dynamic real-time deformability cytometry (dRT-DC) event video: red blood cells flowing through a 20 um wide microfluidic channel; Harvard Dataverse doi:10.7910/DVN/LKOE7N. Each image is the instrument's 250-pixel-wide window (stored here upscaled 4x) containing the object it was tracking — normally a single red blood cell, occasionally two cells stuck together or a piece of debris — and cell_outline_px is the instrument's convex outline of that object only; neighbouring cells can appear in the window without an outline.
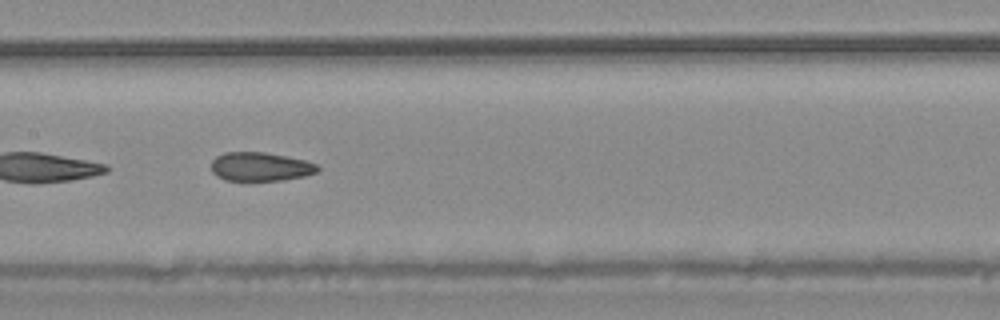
{"species": "common noctule bat (a hibernating species)", "species_latin": "Nyctalus noctula", "temperature_condition": "warm", "stored_images_in_passage": 31, "camera_frame_rate_fps": 3000, "um_per_image_px": 0.085, "animal": {"sex": "male", "body_mass_g": 20.4}, "frame": {"image": 1, "passage_image": 27, "time_ms": 8.667, "image_size_px": [1000, 320], "cell_outline_px": [[320, 168], [316, 172], [304, 176], [284, 180], [224, 180], [216, 176], [212, 172], [212, 160], [216, 156], [224, 152], [264, 152], [304, 160], [316, 164]], "centroid_in_image_um": [22.1, 14.17], "position_along_channel_um": 185.3, "area_um2": 17.74}}